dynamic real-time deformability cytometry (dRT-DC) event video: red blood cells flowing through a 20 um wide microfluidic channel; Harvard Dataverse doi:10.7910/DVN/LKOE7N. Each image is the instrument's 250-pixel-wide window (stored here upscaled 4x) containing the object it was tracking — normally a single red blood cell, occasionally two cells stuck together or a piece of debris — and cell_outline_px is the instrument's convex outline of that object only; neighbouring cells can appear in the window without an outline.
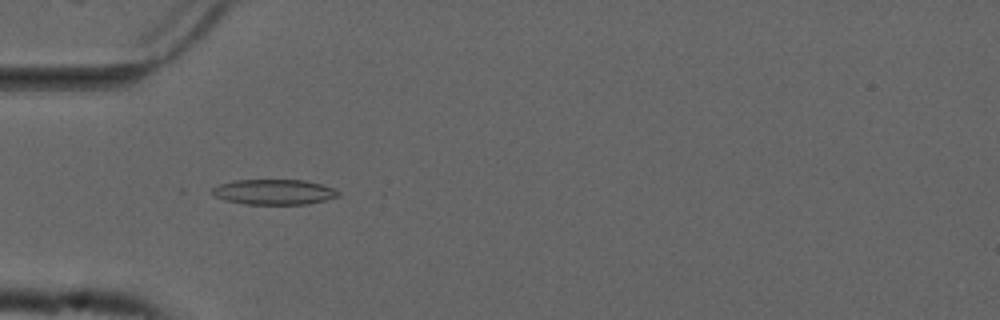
{"species": "common noctule bat (a hibernating species)", "species_latin": "Nyctalus noctula", "temperature_condition": "cold", "stored_images_in_passage": 35, "camera_frame_rate_fps": 3000, "um_per_image_px": 0.085, "animal": {"sex": "male", "forearm_length_mm": 52.5}, "frame": {"image": 1, "passage_image": 8, "time_ms": 2.333, "image_size_px": [1000, 320], "cell_outline_px": [[340, 196], [308, 204], [244, 204], [224, 200], [216, 196], [212, 192], [212, 188], [220, 184], [232, 180], [304, 180], [320, 184], [332, 188], [340, 192]], "centroid_in_image_um": [23.28, 16.32], "position_along_channel_um": 61.7, "area_um2": 18.5}}
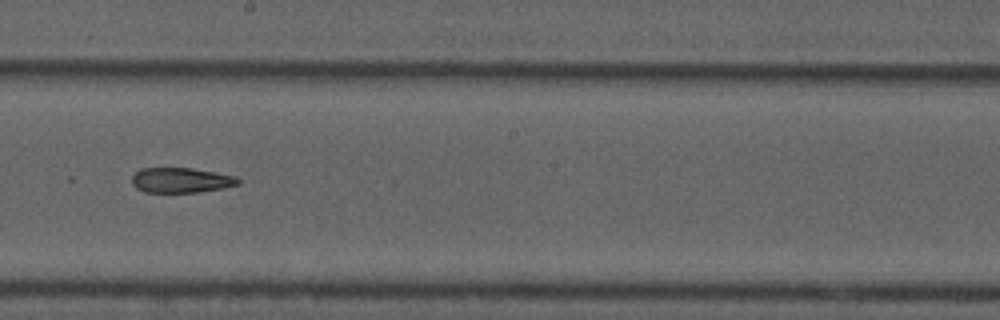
{"frame": {"image": 2, "passage_image": 22, "time_ms": 7.0, "image_size_px": [1000, 320], "cell_outline_px": [[240, 184], [224, 188], [200, 192], [144, 192], [136, 188], [132, 184], [132, 176], [140, 168], [192, 168], [216, 172], [236, 176], [240, 180]], "centroid_in_image_um": [15.4, 15.32], "position_along_channel_um": 232.8, "area_um2": 15.66}}
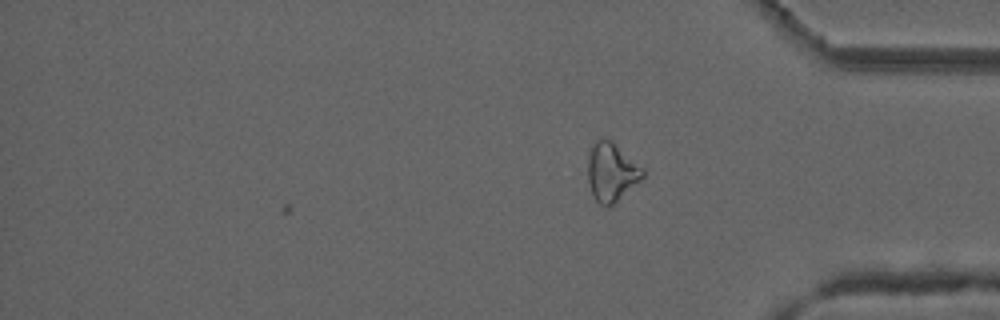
{"frame": {"image": 3, "passage_image": 35, "time_ms": 11.333, "image_size_px": [1000, 320], "cell_outline_px": [[644, 176], [640, 180], [608, 208], [604, 208], [592, 196], [588, 184], [588, 156], [596, 140], [612, 140], [644, 168]], "centroid_in_image_um": [51.97, 14.65], "position_along_channel_um": 383.2, "area_um2": 18.67}, "authors_computed_cell_mechanics": {"area_um2": 17.051, "velocity_mm_per_s": 3.7258, "shape_relaxation_time_tau1_ms": null, "shape_relaxation_time_tau2_ms": 4.8455, "deformation_change_tau1": null, "deformation_change_tau2": 0.1416}}